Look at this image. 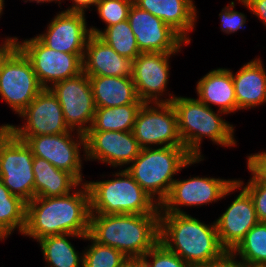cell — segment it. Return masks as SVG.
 Wrapping results in <instances>:
<instances>
[{"instance_id": "cell-38", "label": "cell", "mask_w": 266, "mask_h": 267, "mask_svg": "<svg viewBox=\"0 0 266 267\" xmlns=\"http://www.w3.org/2000/svg\"><path fill=\"white\" fill-rule=\"evenodd\" d=\"M266 27V0H238Z\"/></svg>"}, {"instance_id": "cell-21", "label": "cell", "mask_w": 266, "mask_h": 267, "mask_svg": "<svg viewBox=\"0 0 266 267\" xmlns=\"http://www.w3.org/2000/svg\"><path fill=\"white\" fill-rule=\"evenodd\" d=\"M194 0H134V4L161 19L175 30L188 44L189 33L197 22V8Z\"/></svg>"}, {"instance_id": "cell-45", "label": "cell", "mask_w": 266, "mask_h": 267, "mask_svg": "<svg viewBox=\"0 0 266 267\" xmlns=\"http://www.w3.org/2000/svg\"><path fill=\"white\" fill-rule=\"evenodd\" d=\"M5 128H6V126L1 125V126H0V133H1Z\"/></svg>"}, {"instance_id": "cell-16", "label": "cell", "mask_w": 266, "mask_h": 267, "mask_svg": "<svg viewBox=\"0 0 266 267\" xmlns=\"http://www.w3.org/2000/svg\"><path fill=\"white\" fill-rule=\"evenodd\" d=\"M84 135L85 161L126 169L141 150L133 131H87Z\"/></svg>"}, {"instance_id": "cell-10", "label": "cell", "mask_w": 266, "mask_h": 267, "mask_svg": "<svg viewBox=\"0 0 266 267\" xmlns=\"http://www.w3.org/2000/svg\"><path fill=\"white\" fill-rule=\"evenodd\" d=\"M133 134L141 149L184 146L172 103H143L135 118Z\"/></svg>"}, {"instance_id": "cell-19", "label": "cell", "mask_w": 266, "mask_h": 267, "mask_svg": "<svg viewBox=\"0 0 266 267\" xmlns=\"http://www.w3.org/2000/svg\"><path fill=\"white\" fill-rule=\"evenodd\" d=\"M238 190L240 193L215 220L220 244L226 251H233L247 232L259 222L249 193L240 184Z\"/></svg>"}, {"instance_id": "cell-27", "label": "cell", "mask_w": 266, "mask_h": 267, "mask_svg": "<svg viewBox=\"0 0 266 267\" xmlns=\"http://www.w3.org/2000/svg\"><path fill=\"white\" fill-rule=\"evenodd\" d=\"M26 202L13 195L0 180V241L14 230L22 234L26 224ZM17 228V229H16Z\"/></svg>"}, {"instance_id": "cell-26", "label": "cell", "mask_w": 266, "mask_h": 267, "mask_svg": "<svg viewBox=\"0 0 266 267\" xmlns=\"http://www.w3.org/2000/svg\"><path fill=\"white\" fill-rule=\"evenodd\" d=\"M68 238L85 240L86 236L75 234H61L48 236L38 240L45 267H83V251H76Z\"/></svg>"}, {"instance_id": "cell-8", "label": "cell", "mask_w": 266, "mask_h": 267, "mask_svg": "<svg viewBox=\"0 0 266 267\" xmlns=\"http://www.w3.org/2000/svg\"><path fill=\"white\" fill-rule=\"evenodd\" d=\"M239 189L235 179L194 176L176 179L167 198L160 205V213H187L180 207H197L215 203Z\"/></svg>"}, {"instance_id": "cell-18", "label": "cell", "mask_w": 266, "mask_h": 267, "mask_svg": "<svg viewBox=\"0 0 266 267\" xmlns=\"http://www.w3.org/2000/svg\"><path fill=\"white\" fill-rule=\"evenodd\" d=\"M84 13L61 11L36 35L47 47L69 54H84L91 35Z\"/></svg>"}, {"instance_id": "cell-12", "label": "cell", "mask_w": 266, "mask_h": 267, "mask_svg": "<svg viewBox=\"0 0 266 267\" xmlns=\"http://www.w3.org/2000/svg\"><path fill=\"white\" fill-rule=\"evenodd\" d=\"M72 132L73 130L62 134L31 136L25 142L34 156L46 159L56 168L72 174L80 183H85L82 176V161L86 159L85 135ZM82 150L83 155L80 154Z\"/></svg>"}, {"instance_id": "cell-9", "label": "cell", "mask_w": 266, "mask_h": 267, "mask_svg": "<svg viewBox=\"0 0 266 267\" xmlns=\"http://www.w3.org/2000/svg\"><path fill=\"white\" fill-rule=\"evenodd\" d=\"M18 47L32 63L43 88H51L55 83L83 72L84 54L55 51L47 47L37 36L19 41Z\"/></svg>"}, {"instance_id": "cell-22", "label": "cell", "mask_w": 266, "mask_h": 267, "mask_svg": "<svg viewBox=\"0 0 266 267\" xmlns=\"http://www.w3.org/2000/svg\"><path fill=\"white\" fill-rule=\"evenodd\" d=\"M231 72L239 110L266 103V69L260 57L245 63L235 74Z\"/></svg>"}, {"instance_id": "cell-14", "label": "cell", "mask_w": 266, "mask_h": 267, "mask_svg": "<svg viewBox=\"0 0 266 267\" xmlns=\"http://www.w3.org/2000/svg\"><path fill=\"white\" fill-rule=\"evenodd\" d=\"M50 90L58 98L68 128L85 134L92 125L96 111L89 77L82 72L55 83Z\"/></svg>"}, {"instance_id": "cell-15", "label": "cell", "mask_w": 266, "mask_h": 267, "mask_svg": "<svg viewBox=\"0 0 266 267\" xmlns=\"http://www.w3.org/2000/svg\"><path fill=\"white\" fill-rule=\"evenodd\" d=\"M175 54L148 52L141 53L133 60L132 79L138 98L143 103H171L176 97L166 90L170 76L169 58Z\"/></svg>"}, {"instance_id": "cell-29", "label": "cell", "mask_w": 266, "mask_h": 267, "mask_svg": "<svg viewBox=\"0 0 266 267\" xmlns=\"http://www.w3.org/2000/svg\"><path fill=\"white\" fill-rule=\"evenodd\" d=\"M88 27H90L91 34L97 35L122 57L135 60L141 54L128 19L103 30L95 26Z\"/></svg>"}, {"instance_id": "cell-13", "label": "cell", "mask_w": 266, "mask_h": 267, "mask_svg": "<svg viewBox=\"0 0 266 267\" xmlns=\"http://www.w3.org/2000/svg\"><path fill=\"white\" fill-rule=\"evenodd\" d=\"M24 120L22 126L2 124L17 138L26 141L31 136L54 135L70 132L58 98L44 88L34 100L19 114Z\"/></svg>"}, {"instance_id": "cell-32", "label": "cell", "mask_w": 266, "mask_h": 267, "mask_svg": "<svg viewBox=\"0 0 266 267\" xmlns=\"http://www.w3.org/2000/svg\"><path fill=\"white\" fill-rule=\"evenodd\" d=\"M134 0H99L96 10L102 22L108 26L128 19L129 10Z\"/></svg>"}, {"instance_id": "cell-35", "label": "cell", "mask_w": 266, "mask_h": 267, "mask_svg": "<svg viewBox=\"0 0 266 267\" xmlns=\"http://www.w3.org/2000/svg\"><path fill=\"white\" fill-rule=\"evenodd\" d=\"M235 2L231 1L230 4L222 8L219 13L221 19V31L226 34H232L238 30L246 28L247 17L244 13L234 10Z\"/></svg>"}, {"instance_id": "cell-33", "label": "cell", "mask_w": 266, "mask_h": 267, "mask_svg": "<svg viewBox=\"0 0 266 267\" xmlns=\"http://www.w3.org/2000/svg\"><path fill=\"white\" fill-rule=\"evenodd\" d=\"M139 261L144 267H191L159 241Z\"/></svg>"}, {"instance_id": "cell-41", "label": "cell", "mask_w": 266, "mask_h": 267, "mask_svg": "<svg viewBox=\"0 0 266 267\" xmlns=\"http://www.w3.org/2000/svg\"><path fill=\"white\" fill-rule=\"evenodd\" d=\"M27 1L28 2H36L37 4L45 3V2L46 3H51V2L57 3L58 2L59 6H61V1H63V0H24L25 3H27Z\"/></svg>"}, {"instance_id": "cell-23", "label": "cell", "mask_w": 266, "mask_h": 267, "mask_svg": "<svg viewBox=\"0 0 266 267\" xmlns=\"http://www.w3.org/2000/svg\"><path fill=\"white\" fill-rule=\"evenodd\" d=\"M198 99L207 106H218L225 114L240 111L235 98L232 72L227 68H217L209 71L196 84Z\"/></svg>"}, {"instance_id": "cell-4", "label": "cell", "mask_w": 266, "mask_h": 267, "mask_svg": "<svg viewBox=\"0 0 266 267\" xmlns=\"http://www.w3.org/2000/svg\"><path fill=\"white\" fill-rule=\"evenodd\" d=\"M171 103L176 111L180 138L193 158L204 157L201 141L206 137L224 148L237 145L235 127L223 119L221 115H227L224 112H215L198 98L176 96Z\"/></svg>"}, {"instance_id": "cell-11", "label": "cell", "mask_w": 266, "mask_h": 267, "mask_svg": "<svg viewBox=\"0 0 266 267\" xmlns=\"http://www.w3.org/2000/svg\"><path fill=\"white\" fill-rule=\"evenodd\" d=\"M32 63L18 47L0 69V96L20 114L43 90Z\"/></svg>"}, {"instance_id": "cell-24", "label": "cell", "mask_w": 266, "mask_h": 267, "mask_svg": "<svg viewBox=\"0 0 266 267\" xmlns=\"http://www.w3.org/2000/svg\"><path fill=\"white\" fill-rule=\"evenodd\" d=\"M89 80L96 108L143 104L132 77L91 76Z\"/></svg>"}, {"instance_id": "cell-43", "label": "cell", "mask_w": 266, "mask_h": 267, "mask_svg": "<svg viewBox=\"0 0 266 267\" xmlns=\"http://www.w3.org/2000/svg\"><path fill=\"white\" fill-rule=\"evenodd\" d=\"M243 267H266V265H252V264L243 263Z\"/></svg>"}, {"instance_id": "cell-5", "label": "cell", "mask_w": 266, "mask_h": 267, "mask_svg": "<svg viewBox=\"0 0 266 267\" xmlns=\"http://www.w3.org/2000/svg\"><path fill=\"white\" fill-rule=\"evenodd\" d=\"M203 160L193 158L184 146L143 148L126 170L160 206L176 180L173 177Z\"/></svg>"}, {"instance_id": "cell-37", "label": "cell", "mask_w": 266, "mask_h": 267, "mask_svg": "<svg viewBox=\"0 0 266 267\" xmlns=\"http://www.w3.org/2000/svg\"><path fill=\"white\" fill-rule=\"evenodd\" d=\"M196 267H243V262L232 251H225L219 258Z\"/></svg>"}, {"instance_id": "cell-42", "label": "cell", "mask_w": 266, "mask_h": 267, "mask_svg": "<svg viewBox=\"0 0 266 267\" xmlns=\"http://www.w3.org/2000/svg\"><path fill=\"white\" fill-rule=\"evenodd\" d=\"M125 267H142V263L140 261H130Z\"/></svg>"}, {"instance_id": "cell-2", "label": "cell", "mask_w": 266, "mask_h": 267, "mask_svg": "<svg viewBox=\"0 0 266 267\" xmlns=\"http://www.w3.org/2000/svg\"><path fill=\"white\" fill-rule=\"evenodd\" d=\"M160 214L90 215L89 236L139 261L159 241Z\"/></svg>"}, {"instance_id": "cell-28", "label": "cell", "mask_w": 266, "mask_h": 267, "mask_svg": "<svg viewBox=\"0 0 266 267\" xmlns=\"http://www.w3.org/2000/svg\"><path fill=\"white\" fill-rule=\"evenodd\" d=\"M143 104L96 108L88 131H133L137 112Z\"/></svg>"}, {"instance_id": "cell-44", "label": "cell", "mask_w": 266, "mask_h": 267, "mask_svg": "<svg viewBox=\"0 0 266 267\" xmlns=\"http://www.w3.org/2000/svg\"><path fill=\"white\" fill-rule=\"evenodd\" d=\"M5 2V0H0V10H4V3Z\"/></svg>"}, {"instance_id": "cell-7", "label": "cell", "mask_w": 266, "mask_h": 267, "mask_svg": "<svg viewBox=\"0 0 266 267\" xmlns=\"http://www.w3.org/2000/svg\"><path fill=\"white\" fill-rule=\"evenodd\" d=\"M33 160L32 149L6 127L0 133V180L26 203L35 198Z\"/></svg>"}, {"instance_id": "cell-25", "label": "cell", "mask_w": 266, "mask_h": 267, "mask_svg": "<svg viewBox=\"0 0 266 267\" xmlns=\"http://www.w3.org/2000/svg\"><path fill=\"white\" fill-rule=\"evenodd\" d=\"M35 197H57L72 192L80 182L69 172L58 169L46 159L34 156Z\"/></svg>"}, {"instance_id": "cell-1", "label": "cell", "mask_w": 266, "mask_h": 267, "mask_svg": "<svg viewBox=\"0 0 266 267\" xmlns=\"http://www.w3.org/2000/svg\"><path fill=\"white\" fill-rule=\"evenodd\" d=\"M90 215L89 191L85 183H80L67 195L35 197L28 202L22 235L36 241L61 234L86 236L90 229Z\"/></svg>"}, {"instance_id": "cell-46", "label": "cell", "mask_w": 266, "mask_h": 267, "mask_svg": "<svg viewBox=\"0 0 266 267\" xmlns=\"http://www.w3.org/2000/svg\"><path fill=\"white\" fill-rule=\"evenodd\" d=\"M3 14V10H0V18H1V15Z\"/></svg>"}, {"instance_id": "cell-34", "label": "cell", "mask_w": 266, "mask_h": 267, "mask_svg": "<svg viewBox=\"0 0 266 267\" xmlns=\"http://www.w3.org/2000/svg\"><path fill=\"white\" fill-rule=\"evenodd\" d=\"M236 181L249 193L253 200L256 210V216L259 222H266V184L257 182L253 177H250L244 186L243 180Z\"/></svg>"}, {"instance_id": "cell-3", "label": "cell", "mask_w": 266, "mask_h": 267, "mask_svg": "<svg viewBox=\"0 0 266 267\" xmlns=\"http://www.w3.org/2000/svg\"><path fill=\"white\" fill-rule=\"evenodd\" d=\"M159 242L191 267L207 264L226 251L215 221L205 224L187 213H160Z\"/></svg>"}, {"instance_id": "cell-31", "label": "cell", "mask_w": 266, "mask_h": 267, "mask_svg": "<svg viewBox=\"0 0 266 267\" xmlns=\"http://www.w3.org/2000/svg\"><path fill=\"white\" fill-rule=\"evenodd\" d=\"M85 240L91 242L83 250V267H125L131 260L121 251L94 241L89 235Z\"/></svg>"}, {"instance_id": "cell-30", "label": "cell", "mask_w": 266, "mask_h": 267, "mask_svg": "<svg viewBox=\"0 0 266 267\" xmlns=\"http://www.w3.org/2000/svg\"><path fill=\"white\" fill-rule=\"evenodd\" d=\"M243 263L266 265V222H258L232 251Z\"/></svg>"}, {"instance_id": "cell-36", "label": "cell", "mask_w": 266, "mask_h": 267, "mask_svg": "<svg viewBox=\"0 0 266 267\" xmlns=\"http://www.w3.org/2000/svg\"><path fill=\"white\" fill-rule=\"evenodd\" d=\"M247 157V169L251 176L260 183L266 184V150Z\"/></svg>"}, {"instance_id": "cell-6", "label": "cell", "mask_w": 266, "mask_h": 267, "mask_svg": "<svg viewBox=\"0 0 266 267\" xmlns=\"http://www.w3.org/2000/svg\"><path fill=\"white\" fill-rule=\"evenodd\" d=\"M118 170L110 180L85 181L91 213L160 214V206L127 170Z\"/></svg>"}, {"instance_id": "cell-20", "label": "cell", "mask_w": 266, "mask_h": 267, "mask_svg": "<svg viewBox=\"0 0 266 267\" xmlns=\"http://www.w3.org/2000/svg\"><path fill=\"white\" fill-rule=\"evenodd\" d=\"M83 72L88 76L132 77L133 60L122 57L97 35L91 34L84 51Z\"/></svg>"}, {"instance_id": "cell-17", "label": "cell", "mask_w": 266, "mask_h": 267, "mask_svg": "<svg viewBox=\"0 0 266 267\" xmlns=\"http://www.w3.org/2000/svg\"><path fill=\"white\" fill-rule=\"evenodd\" d=\"M128 21L141 53H178L185 44L188 45L169 25L134 3L129 10Z\"/></svg>"}, {"instance_id": "cell-40", "label": "cell", "mask_w": 266, "mask_h": 267, "mask_svg": "<svg viewBox=\"0 0 266 267\" xmlns=\"http://www.w3.org/2000/svg\"><path fill=\"white\" fill-rule=\"evenodd\" d=\"M73 5L69 6L66 10L67 12H76V13H84L86 9L89 10L91 6L96 7L97 2L99 0H71Z\"/></svg>"}, {"instance_id": "cell-39", "label": "cell", "mask_w": 266, "mask_h": 267, "mask_svg": "<svg viewBox=\"0 0 266 267\" xmlns=\"http://www.w3.org/2000/svg\"><path fill=\"white\" fill-rule=\"evenodd\" d=\"M18 37H6L0 44V69L10 55L18 48Z\"/></svg>"}]
</instances>
